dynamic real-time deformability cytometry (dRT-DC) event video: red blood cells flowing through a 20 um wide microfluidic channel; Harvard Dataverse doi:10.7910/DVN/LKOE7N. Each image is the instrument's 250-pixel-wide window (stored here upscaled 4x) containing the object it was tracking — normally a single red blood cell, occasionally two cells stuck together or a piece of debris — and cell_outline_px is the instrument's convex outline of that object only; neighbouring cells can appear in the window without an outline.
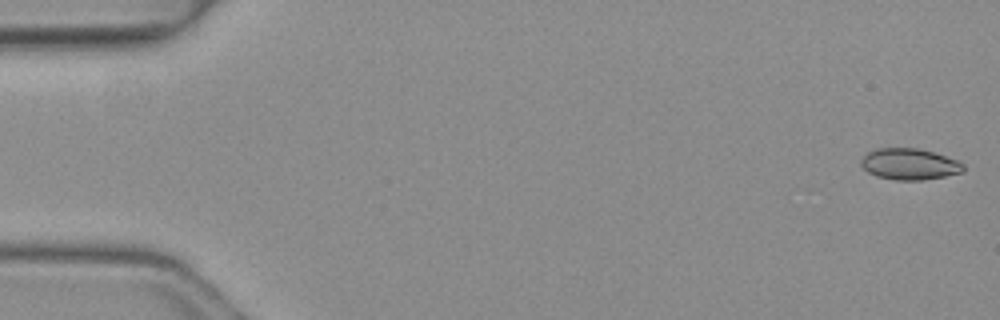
{"species": "common noctule bat (a hibernating species)", "species_latin": "Nyctalus noctula", "temperature_condition": "warm", "stored_images_in_passage": 50, "camera_frame_rate_fps": 3000, "um_per_image_px": 0.085, "animal": {"sex": "female", "body_mass_g": 19.3, "forearm_length_mm": 54.1}, "frame": {"image": 1, "passage_image": 1, "time_ms": 0.0, "image_size_px": [1000, 320], "cell_outline_px": [[964, 172], [924, 180], [896, 180], [876, 176], [868, 172], [860, 164], [860, 160], [868, 152], [876, 148], [920, 148], [956, 160], [964, 164]], "centroid_in_image_um": [77.29, 13.95], "position_along_channel_um": 7.7, "area_um2": 18.61}}
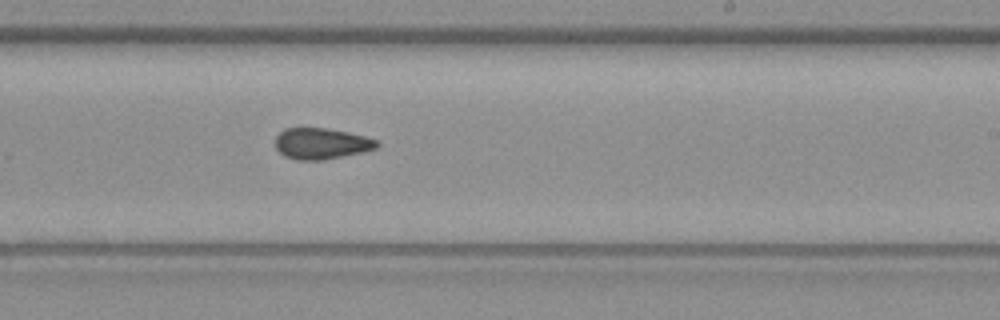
{"frame": {"image": 2, "passage_image": 30, "time_ms": 9.667, "image_size_px": [1000, 320], "cell_outline_px": [[380, 144], [376, 148], [360, 152], [324, 160], [296, 160], [284, 156], [276, 148], [276, 136], [284, 128], [324, 128], [348, 132], [364, 136], [376, 140]], "centroid_in_image_um": [27.28, 12.2], "position_along_channel_um": 261.7, "area_um2": 18.26}}
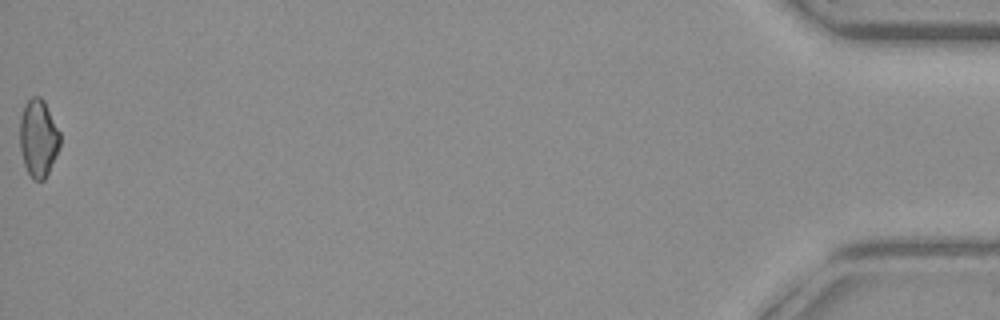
{"frame": {"image": 3, "passage_image": 50, "time_ms": 16.333, "image_size_px": [1000, 320], "cell_outline_px": [[60, 144], [48, 172], [44, 180], [32, 180], [24, 164], [20, 148], [20, 116], [24, 104], [32, 96], [40, 96], [44, 100], [60, 132]], "centroid_in_image_um": [3.24, 11.71], "position_along_channel_um": 432.0, "area_um2": 18.09}, "authors_computed_cell_mechanics": {"area_um2": 18.6116, "velocity_mm_per_s": 4.1459, "shape_relaxation_time_tau1_ms": 9.8503, "shape_relaxation_time_tau2_ms": 2.5814, "deformation_change_tau1": 0.1681, "deformation_change_tau2": 0.071}}